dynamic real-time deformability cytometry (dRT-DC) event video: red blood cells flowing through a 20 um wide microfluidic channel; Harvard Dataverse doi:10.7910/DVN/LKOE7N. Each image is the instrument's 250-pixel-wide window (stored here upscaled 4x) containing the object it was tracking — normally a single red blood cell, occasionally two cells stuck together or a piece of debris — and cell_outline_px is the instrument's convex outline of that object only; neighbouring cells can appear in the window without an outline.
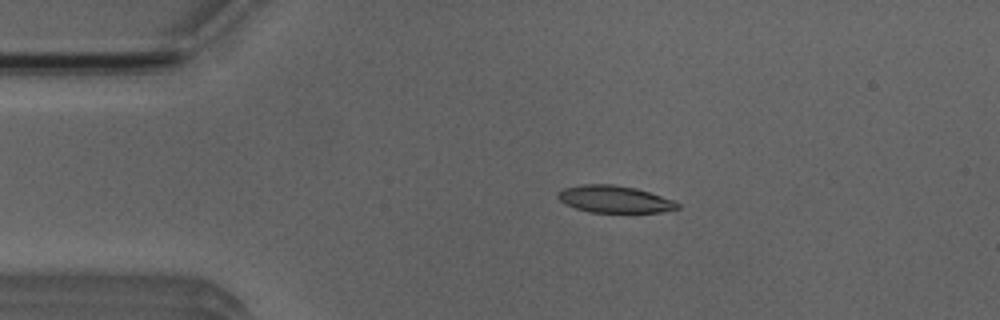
{"species": "Egyptian fruit bat (a non-hibernating species)", "species_latin": "Rousettus aegyptiacus", "temperature_condition": "room temperature", "stored_images_in_passage": 4, "camera_frame_rate_fps": 3000, "um_per_image_px": 0.085, "animal": {"sex": "male"}, "frame": {"image": 1, "passage_image": 2, "time_ms": 1.333, "image_size_px": [1000, 320], "cell_outline_px": [[680, 208], [660, 212], [588, 212], [576, 208], [560, 200], [556, 196], [564, 188], [584, 184], [612, 184], [636, 188], [672, 200], [680, 204]], "centroid_in_image_um": [52.24, 16.93], "position_along_channel_um": 32.8, "area_um2": 18.55}}